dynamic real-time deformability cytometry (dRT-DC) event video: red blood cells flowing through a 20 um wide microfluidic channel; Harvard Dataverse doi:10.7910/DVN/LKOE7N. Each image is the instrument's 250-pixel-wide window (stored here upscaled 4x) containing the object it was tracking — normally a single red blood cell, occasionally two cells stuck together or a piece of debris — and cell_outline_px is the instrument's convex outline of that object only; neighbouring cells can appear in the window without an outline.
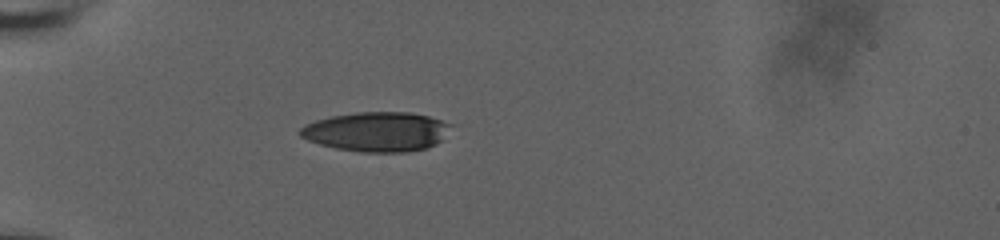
{"species": "human", "species_latin": "Homo sapiens", "temperature_condition": "room temperature", "stored_images_in_passage": 40, "camera_frame_rate_fps": 3000, "um_per_image_px": 0.085, "donor": {"sex": "male"}, "frame": {"image": 1, "passage_image": 1, "time_ms": 0.0, "image_size_px": [1000, 240], "cell_outline_px": [[456, 124], [436, 144], [424, 148], [408, 152], [364, 152], [336, 148], [320, 144], [308, 140], [300, 136], [296, 132], [304, 124], [316, 120], [332, 116], [356, 112], [408, 112], [428, 116]], "centroid_in_image_um": [32.03, 11.18], "position_along_channel_um": 53.0, "area_um2": 34.85}}
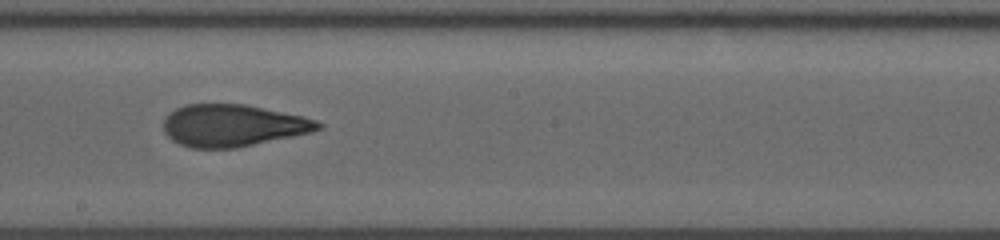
{"frame": {"image": 2, "passage_image": 17, "time_ms": 5.333, "image_size_px": [1000, 240], "cell_outline_px": [[324, 128], [312, 132], [236, 148], [192, 148], [180, 144], [172, 140], [164, 132], [164, 116], [168, 112], [176, 108], [188, 104], [244, 104], [304, 116], [316, 120], [324, 124]], "centroid_in_image_um": [19.8, 10.66], "position_along_channel_um": 228.4, "area_um2": 38.03}}
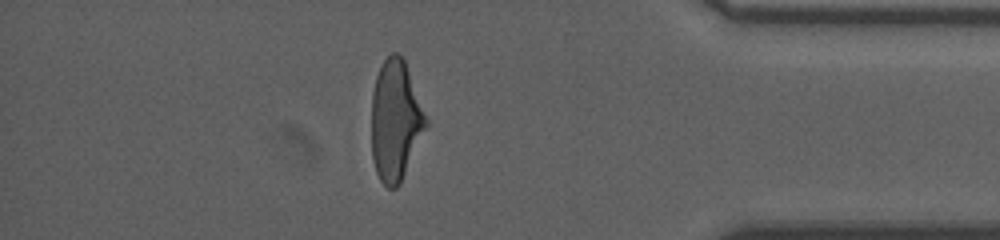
{"frame": {"image": 3, "passage_image": 33, "time_ms": 10.667, "image_size_px": [1000, 240], "cell_outline_px": [[428, 124], [400, 184], [396, 188], [388, 188], [380, 180], [376, 172], [372, 160], [372, 92], [376, 76], [384, 60], [392, 52], [396, 52], [404, 60], [428, 120]], "centroid_in_image_um": [33.61, 10.27], "position_along_channel_um": 401.6, "area_um2": 37.97}, "authors_computed_cell_mechanics": {"area_um2": 38.437, "velocity_mm_per_s": 3.7419, "shape_relaxation_time_tau1_ms": 6.808, "shape_relaxation_time_tau2_ms": 1.5343, "deformation_change_tau1": 0.2198, "deformation_change_tau2": 0.0977}}